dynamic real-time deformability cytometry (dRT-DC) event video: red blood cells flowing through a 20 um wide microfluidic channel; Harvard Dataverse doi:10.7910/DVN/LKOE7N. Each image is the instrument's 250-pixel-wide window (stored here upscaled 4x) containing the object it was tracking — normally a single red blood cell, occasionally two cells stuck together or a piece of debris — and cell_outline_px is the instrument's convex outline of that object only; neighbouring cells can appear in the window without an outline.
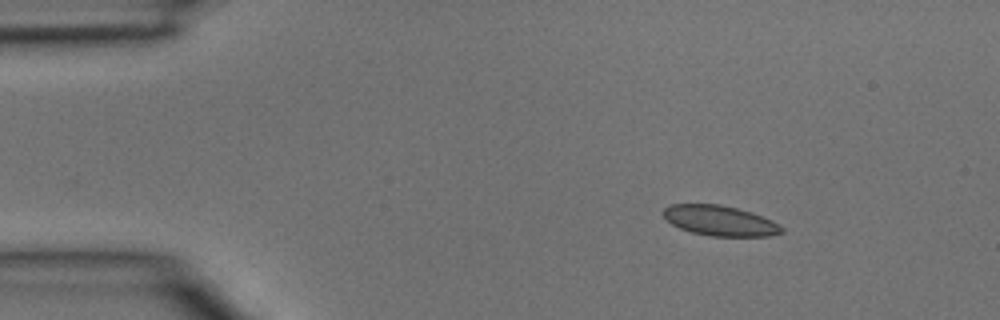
{"species": "common noctule bat (a hibernating species)", "species_latin": "Nyctalus noctula", "temperature_condition": "room temperature", "stored_images_in_passage": 5, "segment_of_instrument_passage": [2, 2], "camera_frame_rate_fps": 3000, "um_per_image_px": 0.085, "animal": {"sex": "male", "body_mass_g": 15.6}, "frame": {"image": 1, "passage_image": 5, "time_ms": 1.333, "image_size_px": [1000, 320], "cell_outline_px": [[784, 232], [772, 236], [712, 236], [692, 232], [680, 228], [672, 224], [664, 216], [664, 208], [672, 204], [720, 204], [752, 212], [772, 220], [784, 228]], "centroid_in_image_um": [61.24, 18.76], "position_along_channel_um": 23.8, "area_um2": 20.75}}